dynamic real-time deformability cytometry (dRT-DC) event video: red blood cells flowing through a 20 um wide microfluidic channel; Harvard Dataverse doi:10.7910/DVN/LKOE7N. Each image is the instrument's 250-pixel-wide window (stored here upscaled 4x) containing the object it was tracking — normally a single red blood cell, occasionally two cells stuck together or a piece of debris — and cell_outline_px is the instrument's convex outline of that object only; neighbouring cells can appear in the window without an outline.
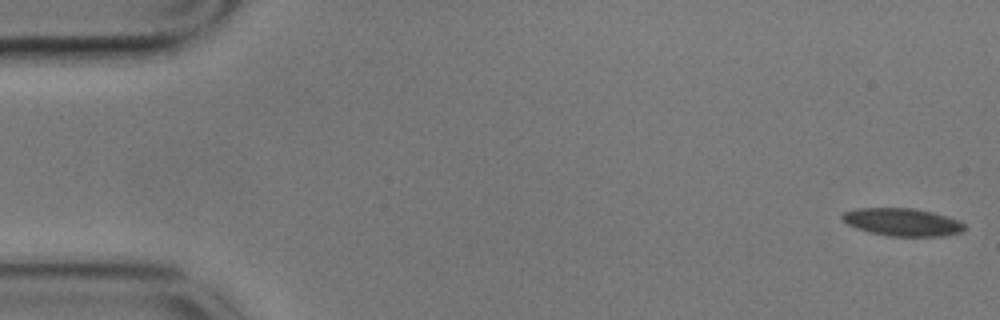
{"species": "common noctule bat (a hibernating species)", "species_latin": "Nyctalus noctula", "temperature_condition": "cold", "stored_images_in_passage": 57, "camera_frame_rate_fps": 3000, "um_per_image_px": 0.085, "animal": {"sex": "male", "body_mass_g": 17.9}, "frame": {"image": 1, "passage_image": 1, "time_ms": 0.0, "image_size_px": [1000, 320], "cell_outline_px": [[964, 232], [944, 236], [888, 236], [868, 232], [856, 228], [840, 220], [840, 216], [844, 212], [856, 208], [912, 208], [932, 212], [960, 220], [964, 224]], "centroid_in_image_um": [76.68, 18.88], "position_along_channel_um": 8.3, "area_um2": 19.94}}
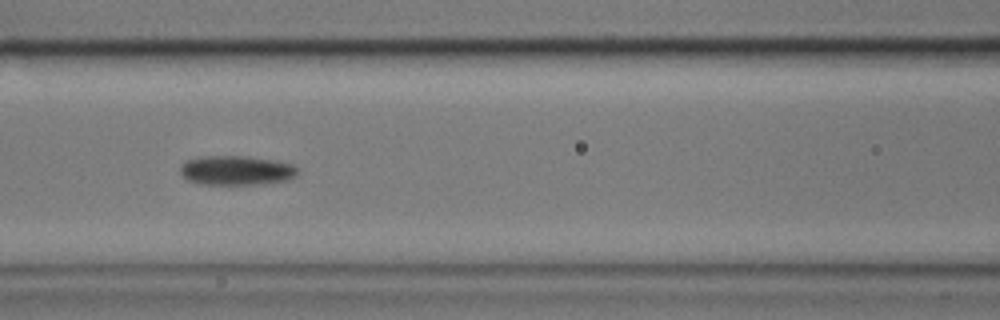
{"frame": {"image": 2, "passage_image": 24, "time_ms": 7.667, "image_size_px": [1000, 320], "cell_outline_px": [[296, 176], [288, 180], [260, 184], [200, 184], [188, 180], [180, 172], [180, 164], [184, 160], [200, 156], [248, 156], [272, 160], [292, 164], [296, 168]], "centroid_in_image_um": [20.04, 14.47], "position_along_channel_um": 146.6, "area_um2": 20.17}}
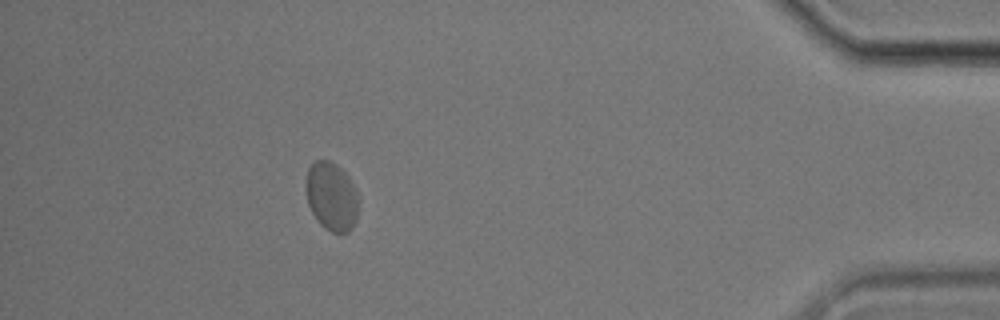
{"frame": {"image": 3, "passage_image": 51, "time_ms": 16.667, "image_size_px": [1000, 320], "cell_outline_px": [[356, 220], [352, 228], [348, 232], [340, 236], [324, 228], [316, 220], [308, 204], [308, 168], [316, 160], [328, 160], [336, 164], [348, 176], [356, 188]], "centroid_in_image_um": [28.2, 16.75], "position_along_channel_um": 407.0, "area_um2": 20.69}, "authors_computed_cell_mechanics": {"area_um2": 20.4034, "velocity_mm_per_s": 3.4832, "shape_relaxation_time_tau1_ms": 3.7631, "shape_relaxation_time_tau2_ms": 2.7284, "deformation_change_tau1": 0.0592, "deformation_change_tau2": 0.0579}}